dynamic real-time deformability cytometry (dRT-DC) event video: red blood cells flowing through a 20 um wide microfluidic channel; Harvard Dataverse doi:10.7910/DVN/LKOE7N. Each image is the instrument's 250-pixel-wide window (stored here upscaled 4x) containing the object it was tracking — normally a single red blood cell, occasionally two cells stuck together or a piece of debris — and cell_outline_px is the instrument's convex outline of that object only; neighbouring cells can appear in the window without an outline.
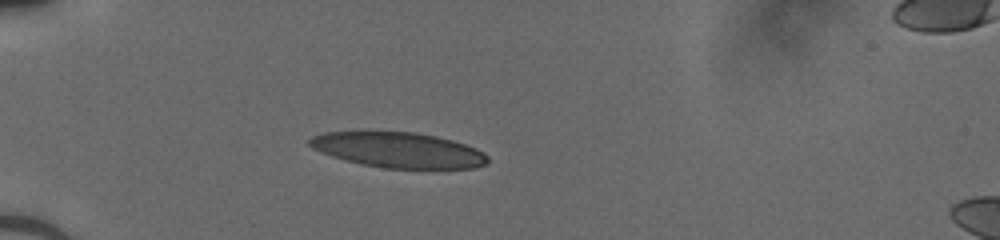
{"species": "human", "species_latin": "Homo sapiens", "temperature_condition": "cold", "stored_images_in_passage": 36, "camera_frame_rate_fps": 3000, "um_per_image_px": 0.085, "donor": {"sex": "male"}, "frame": {"image": 1, "passage_image": 1, "time_ms": 0.0, "image_size_px": [1000, 240], "cell_outline_px": [[488, 164], [476, 168], [384, 168], [344, 160], [320, 152], [312, 148], [308, 144], [308, 140], [312, 136], [324, 132], [416, 132], [436, 136], [452, 140], [476, 148], [484, 152], [488, 156]], "centroid_in_image_um": [33.88, 12.75], "position_along_channel_um": 51.1, "area_um2": 36.65}}
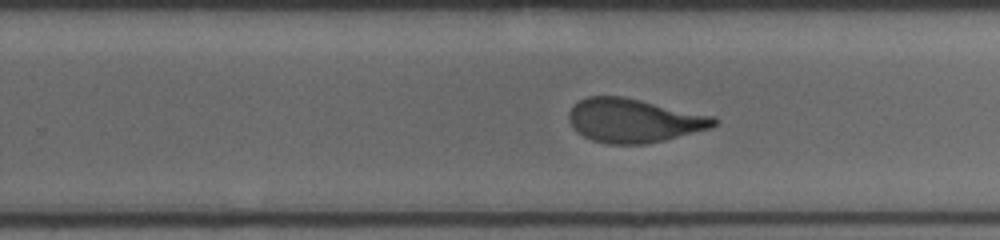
{"frame": {"image": 2, "passage_image": 19, "time_ms": 6.0, "image_size_px": [1000, 240], "cell_outline_px": [[720, 120], [712, 128], [664, 140], [644, 144], [608, 144], [592, 140], [576, 132], [572, 128], [568, 120], [568, 112], [580, 100], [588, 96], [620, 96], [640, 100], [716, 116]], "centroid_in_image_um": [53.89, 10.25], "position_along_channel_um": 275.9, "area_um2": 37.17}}
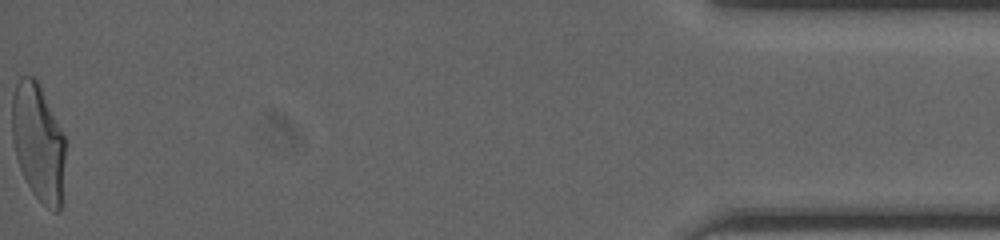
{"frame": {"image": 3, "passage_image": 36, "time_ms": 11.667, "image_size_px": [1000, 240], "cell_outline_px": [[64, 160], [60, 208], [56, 212], [52, 212], [32, 192], [20, 168], [16, 156], [12, 140], [12, 96], [16, 84], [20, 76], [32, 76], [36, 80], [64, 136]], "centroid_in_image_um": [3.22, 12.1], "position_along_channel_um": 432.0, "area_um2": 35.66}}